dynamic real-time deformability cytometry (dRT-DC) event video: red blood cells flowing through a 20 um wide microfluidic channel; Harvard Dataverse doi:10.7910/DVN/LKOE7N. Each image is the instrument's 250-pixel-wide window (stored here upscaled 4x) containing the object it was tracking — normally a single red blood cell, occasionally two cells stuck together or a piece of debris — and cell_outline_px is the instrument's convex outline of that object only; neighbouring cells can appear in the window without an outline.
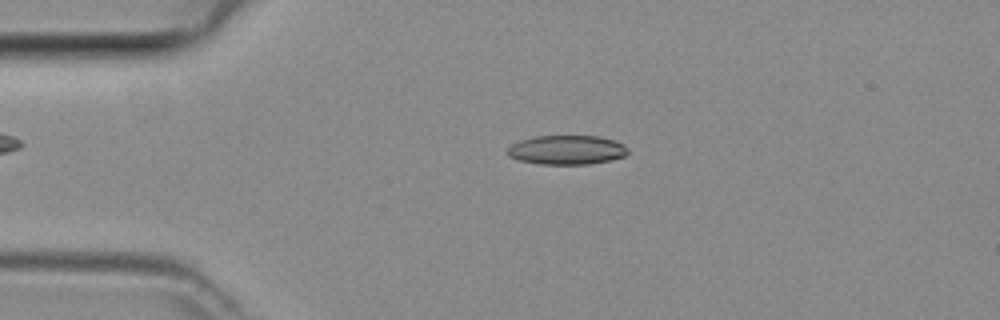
{"species": "common noctule bat (a hibernating species)", "species_latin": "Nyctalus noctula", "temperature_condition": "room temperature", "stored_images_in_passage": 45, "camera_frame_rate_fps": 3000, "um_per_image_px": 0.085, "animal": {"sex": "female", "body_mass_g": 29.2, "forearm_length_mm": 56.3}, "frame": {"image": 1, "passage_image": 8, "time_ms": 2.333, "image_size_px": [1000, 320], "cell_outline_px": [[628, 152], [624, 156], [612, 160], [588, 164], [540, 164], [520, 160], [508, 156], [508, 148], [512, 144], [520, 140], [536, 136], [600, 136], [616, 140], [624, 144], [628, 148]], "centroid_in_image_um": [48.22, 12.74], "position_along_channel_um": 36.8, "area_um2": 20.58}}
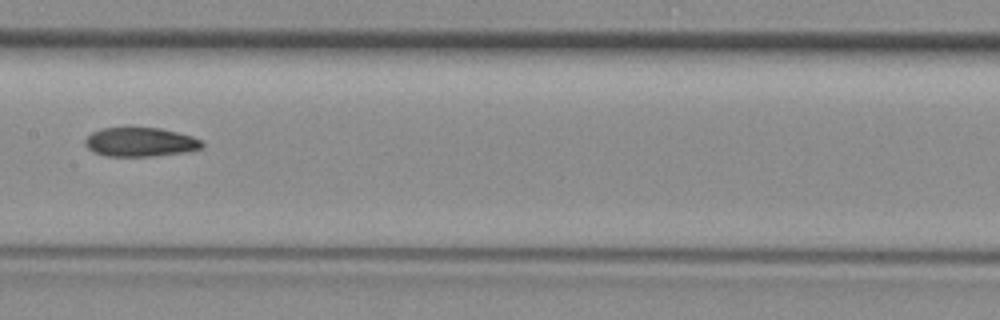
{"frame": {"image": 2, "passage_image": 21, "time_ms": 6.667, "image_size_px": [1000, 320], "cell_outline_px": [[204, 148], [184, 152], [156, 156], [104, 156], [92, 152], [84, 144], [84, 140], [92, 132], [104, 128], [160, 128], [192, 136], [200, 140], [204, 144]], "centroid_in_image_um": [11.91, 12.09], "position_along_channel_um": 195.5, "area_um2": 19.83}}
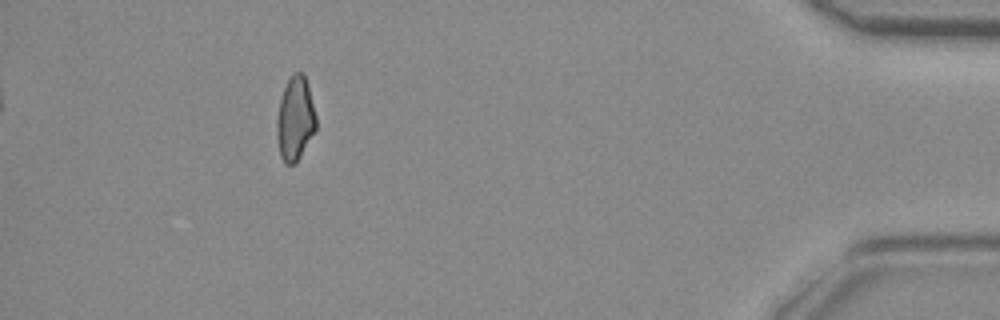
{"frame": {"image": 3, "passage_image": 40, "time_ms": 13.0, "image_size_px": [1000, 320], "cell_outline_px": [[316, 132], [296, 164], [284, 164], [280, 156], [276, 136], [276, 120], [280, 100], [284, 88], [288, 80], [296, 72], [304, 72], [308, 84], [316, 116]], "centroid_in_image_um": [25.1, 10.14], "position_along_channel_um": 410.1, "area_um2": 19.54}}